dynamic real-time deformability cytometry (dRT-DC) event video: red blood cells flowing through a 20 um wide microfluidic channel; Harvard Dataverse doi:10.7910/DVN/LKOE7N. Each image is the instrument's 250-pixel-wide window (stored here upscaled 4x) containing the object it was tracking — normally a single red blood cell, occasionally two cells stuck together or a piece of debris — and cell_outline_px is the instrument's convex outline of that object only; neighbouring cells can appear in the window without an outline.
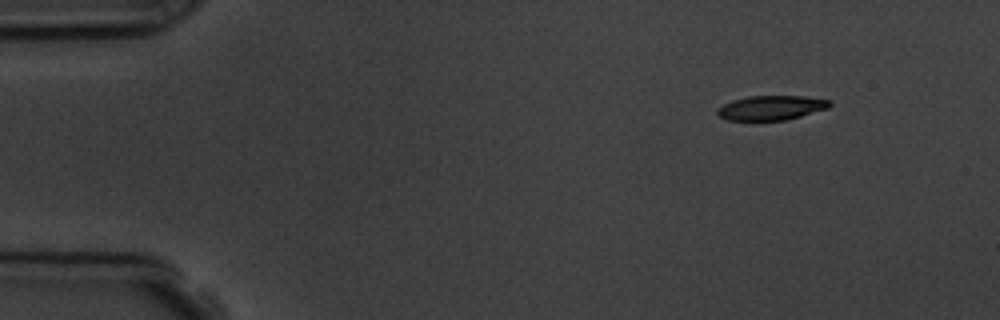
{"species": "common noctule bat (a hibernating species)", "species_latin": "Nyctalus noctula", "temperature_condition": "room temperature", "stored_images_in_passage": 4, "camera_frame_rate_fps": 3000, "um_per_image_px": 0.085, "animal": {"sex": "male", "body_mass_g": 19.5, "forearm_length_mm": 54.6}, "frame": {"image": 1, "passage_image": 1, "time_ms": 0.0, "image_size_px": [1000, 320], "cell_outline_px": [[832, 104], [828, 108], [800, 116], [784, 120], [728, 120], [720, 116], [716, 112], [724, 104], [732, 100], [748, 96], [804, 96], [832, 100]], "centroid_in_image_um": [65.59, 9.15], "position_along_channel_um": 19.4, "area_um2": 15.9}}
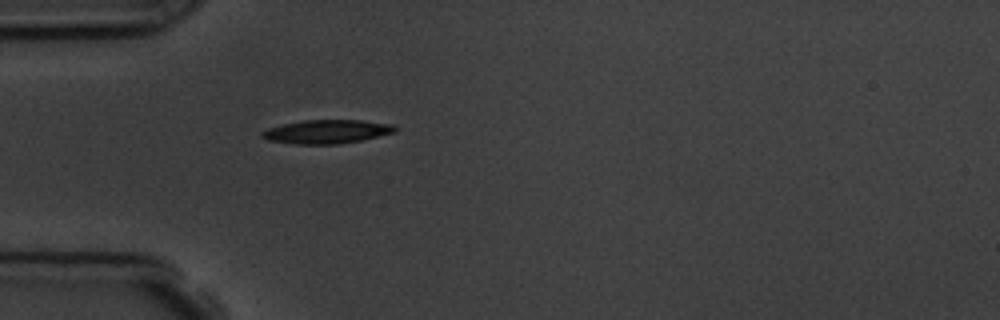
{"frame": {"image": 2, "passage_image": 4, "time_ms": 3.333, "image_size_px": [1000, 320], "cell_outline_px": [[396, 132], [360, 140], [340, 144], [296, 144], [268, 140], [260, 136], [260, 132], [268, 128], [284, 124], [304, 120], [360, 120], [396, 124]], "centroid_in_image_um": [27.79, 11.18], "position_along_channel_um": 57.2, "area_um2": 18.38}}